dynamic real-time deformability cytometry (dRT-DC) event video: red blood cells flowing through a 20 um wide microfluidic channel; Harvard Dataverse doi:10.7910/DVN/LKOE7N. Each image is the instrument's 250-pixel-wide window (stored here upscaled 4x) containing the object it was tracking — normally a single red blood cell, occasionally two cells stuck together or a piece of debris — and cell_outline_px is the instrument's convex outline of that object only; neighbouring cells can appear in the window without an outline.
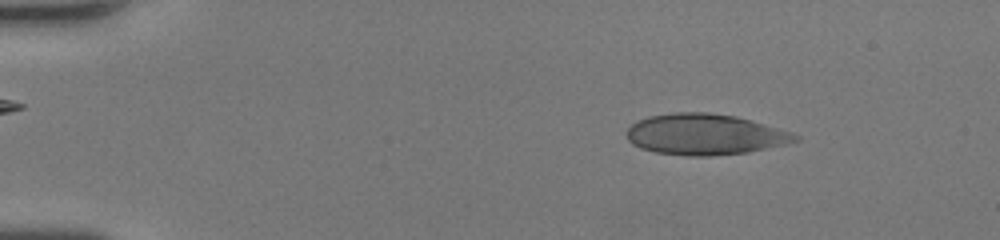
{"species": "human", "species_latin": "Homo sapiens", "temperature_condition": "room temperature", "stored_images_in_passage": 41, "camera_frame_rate_fps": 3000, "um_per_image_px": 0.085, "donor": {"sex": "female"}, "frame": {"image": 1, "passage_image": 1, "time_ms": 0.0, "image_size_px": [1000, 240], "cell_outline_px": [[800, 140], [784, 144], [748, 152], [712, 156], [688, 156], [656, 152], [640, 148], [632, 144], [628, 140], [624, 132], [636, 120], [648, 116], [672, 112], [708, 112], [736, 116], [792, 132], [800, 136]], "centroid_in_image_um": [59.87, 11.42], "position_along_channel_um": 25.1, "area_um2": 40.4}}
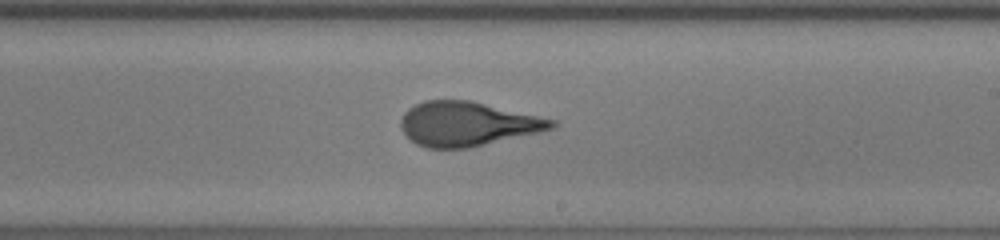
{"frame": {"image": 2, "passage_image": 23, "time_ms": 7.333, "image_size_px": [1000, 240], "cell_outline_px": [[556, 124], [552, 128], [540, 132], [468, 148], [428, 148], [416, 144], [408, 140], [400, 128], [400, 120], [404, 112], [408, 108], [424, 100], [468, 100], [556, 120]], "centroid_in_image_um": [39.66, 10.54], "position_along_channel_um": 249.3, "area_um2": 38.84}}
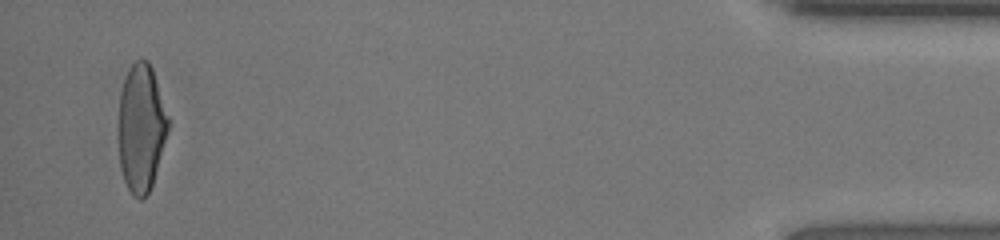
{"frame": {"image": 3, "passage_image": 40, "time_ms": 13.0, "image_size_px": [1000, 240], "cell_outline_px": [[168, 128], [152, 184], [148, 192], [140, 200], [128, 188], [124, 180], [120, 168], [120, 92], [128, 68], [136, 60], [148, 60], [152, 68], [168, 116]], "centroid_in_image_um": [12.0, 10.83], "position_along_channel_um": 423.2, "area_um2": 35.95}, "authors_computed_cell_mechanics": {"area_um2": 39.304, "velocity_mm_per_s": 4.4086, "shape_relaxation_time_tau1_ms": 6.8591, "shape_relaxation_time_tau2_ms": 0.7077, "deformation_change_tau1": 0.2811, "deformation_change_tau2": 0.0729}}